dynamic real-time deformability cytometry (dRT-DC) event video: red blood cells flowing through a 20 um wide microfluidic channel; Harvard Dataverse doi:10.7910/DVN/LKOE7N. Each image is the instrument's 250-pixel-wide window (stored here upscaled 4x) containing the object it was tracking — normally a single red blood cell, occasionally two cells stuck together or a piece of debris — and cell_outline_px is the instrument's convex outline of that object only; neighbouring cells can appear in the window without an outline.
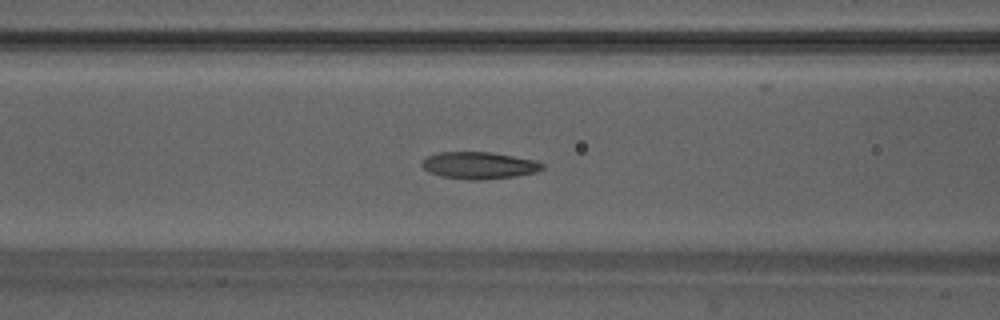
{"species": "Egyptian fruit bat (a non-hibernating species)", "species_latin": "Rousettus aegyptiacus", "temperature_condition": "warm", "stored_images_in_passage": 50, "camera_frame_rate_fps": 3000, "um_per_image_px": 0.085, "animal": {"sex": "male"}, "frame": {"image": 1, "passage_image": 21, "time_ms": 6.667, "image_size_px": [1000, 320], "cell_outline_px": [[544, 168], [536, 172], [516, 176], [484, 180], [472, 180], [440, 176], [428, 172], [420, 164], [428, 156], [440, 152], [492, 152], [536, 160], [544, 164]], "centroid_in_image_um": [40.74, 14.06], "position_along_channel_um": 125.9, "area_um2": 19.02}}
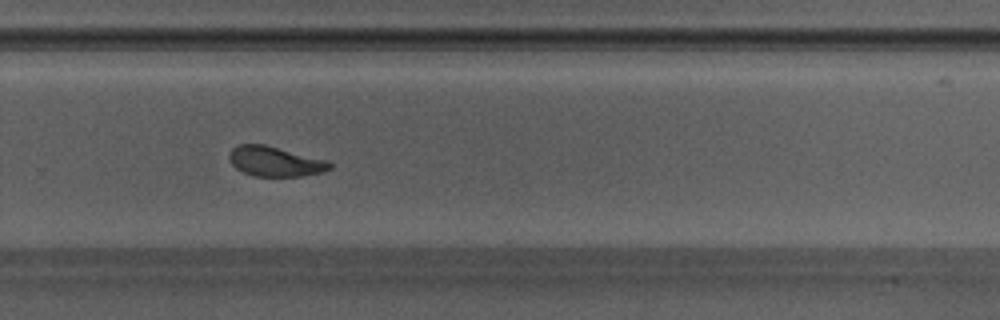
{"frame": {"image": 2, "passage_image": 34, "time_ms": 11.0, "image_size_px": [1000, 320], "cell_outline_px": [[332, 168], [320, 172], [304, 176], [252, 176], [236, 168], [232, 164], [228, 156], [228, 152], [232, 148], [240, 144], [264, 144], [328, 160], [332, 164]], "centroid_in_image_um": [23.37, 13.72], "position_along_channel_um": 306.4, "area_um2": 17.57}}
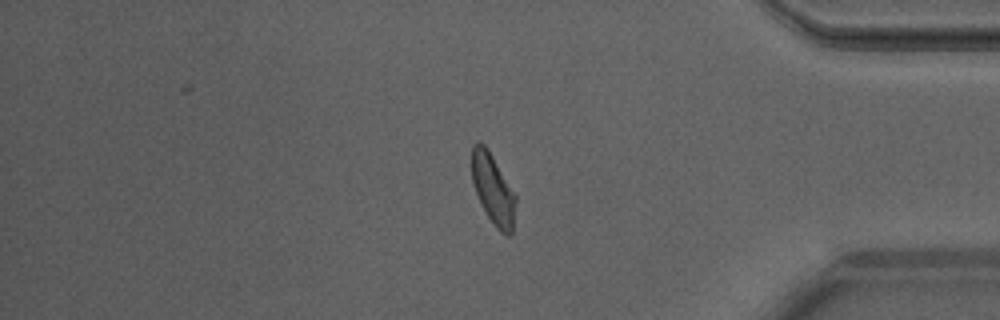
{"frame": {"image": 3, "passage_image": 42, "time_ms": 13.667, "image_size_px": [1000, 320], "cell_outline_px": [[516, 200], [512, 232], [508, 236], [504, 236], [496, 228], [488, 216], [476, 192], [472, 180], [472, 144], [476, 140], [484, 144], [488, 148], [516, 192]], "centroid_in_image_um": [41.93, 16.04], "position_along_channel_um": 393.3, "area_um2": 18.21}, "authors_computed_cell_mechanics": {"area_um2": 18.5538, "velocity_mm_per_s": 4.19, "shape_relaxation_time_tau1_ms": null, "shape_relaxation_time_tau2_ms": 1.4276, "deformation_change_tau1": null, "deformation_change_tau2": 0.0791}}